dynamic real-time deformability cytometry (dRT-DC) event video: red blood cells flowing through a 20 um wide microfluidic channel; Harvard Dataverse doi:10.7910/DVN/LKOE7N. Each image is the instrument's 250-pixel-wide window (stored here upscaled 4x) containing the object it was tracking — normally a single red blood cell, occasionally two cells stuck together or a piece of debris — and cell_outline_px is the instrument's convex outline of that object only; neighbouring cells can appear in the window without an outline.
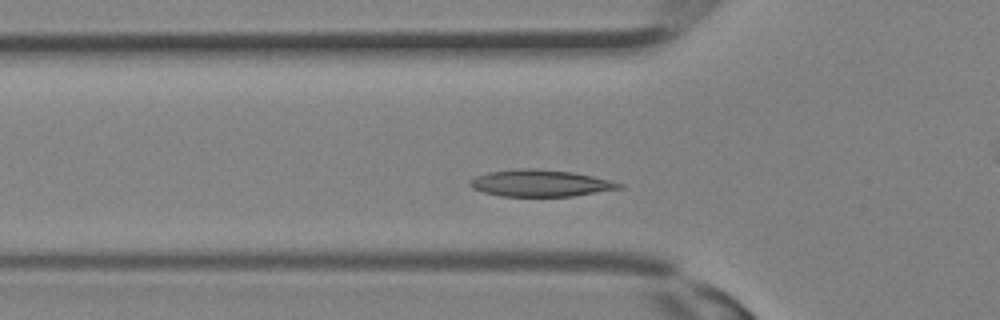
{"species": "Egyptian fruit bat (a non-hibernating species)", "species_latin": "Rousettus aegyptiacus", "temperature_condition": "room temperature", "stored_images_in_passage": 28, "camera_frame_rate_fps": 3000, "um_per_image_px": 0.085, "animal": {"sex": "female"}, "frame": {"image": 1, "passage_image": 6, "time_ms": 1.667, "image_size_px": [1000, 320], "cell_outline_px": [[624, 188], [572, 196], [500, 196], [484, 192], [472, 188], [468, 184], [476, 176], [488, 172], [520, 168], [532, 168], [572, 172], [592, 176], [624, 184]], "centroid_in_image_um": [45.93, 15.57], "position_along_channel_um": 79.9, "area_um2": 23.12}}
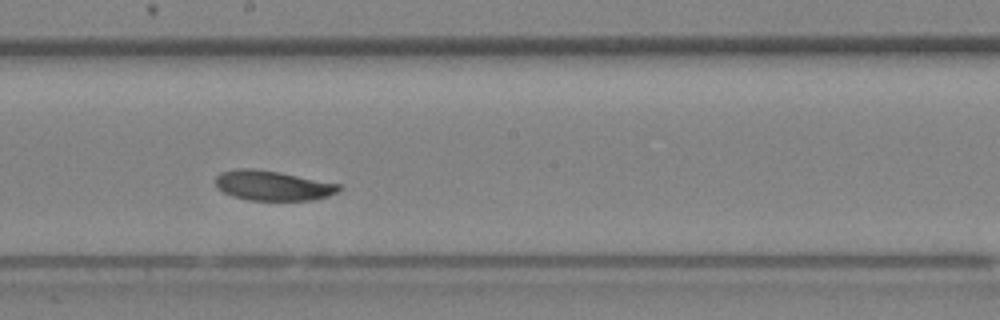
{"frame": {"image": 2, "passage_image": 13, "time_ms": 4.0, "image_size_px": [1000, 320], "cell_outline_px": [[344, 188], [328, 196], [312, 200], [248, 200], [232, 196], [216, 188], [216, 176], [220, 172], [236, 168], [256, 168], [280, 172], [340, 184]], "centroid_in_image_um": [23.16, 15.76], "position_along_channel_um": 225.0, "area_um2": 21.68}}
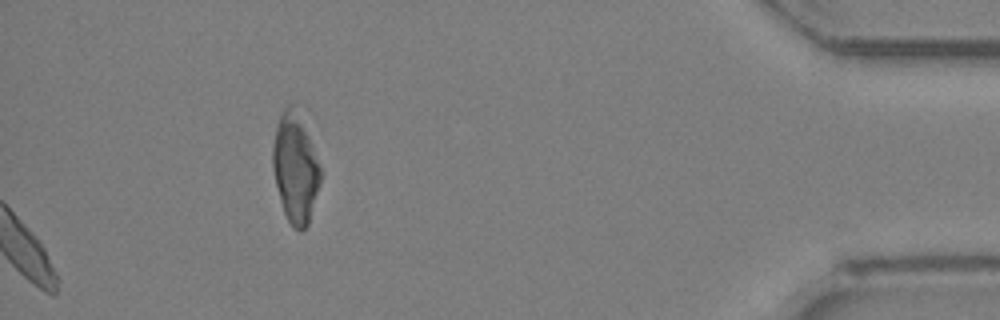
{"frame": {"image": 3, "passage_image": 28, "time_ms": 9.0, "image_size_px": [1000, 320], "cell_outline_px": [[324, 172], [308, 224], [300, 232], [292, 228], [284, 212], [280, 200], [272, 168], [272, 148], [276, 124], [284, 108], [288, 104], [304, 104], [308, 108]], "centroid_in_image_um": [25.21, 13.98], "position_along_channel_um": 410.0, "area_um2": 33.7}}